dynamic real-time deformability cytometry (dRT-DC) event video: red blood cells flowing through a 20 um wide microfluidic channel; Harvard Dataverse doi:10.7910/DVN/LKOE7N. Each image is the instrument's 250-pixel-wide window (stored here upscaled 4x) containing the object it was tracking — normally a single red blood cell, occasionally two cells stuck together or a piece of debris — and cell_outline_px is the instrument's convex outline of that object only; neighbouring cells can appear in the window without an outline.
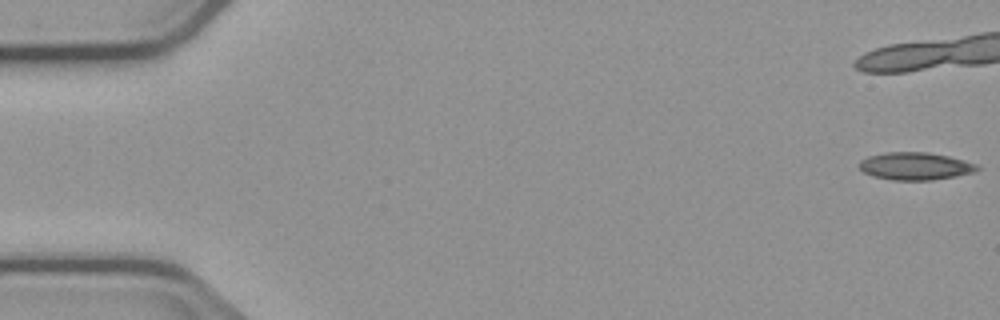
{"species": "common noctule bat (a hibernating species)", "species_latin": "Nyctalus noctula", "temperature_condition": "cold", "stored_images_in_passage": 7, "camera_frame_rate_fps": 3000, "um_per_image_px": 0.085, "animal": {"sex": "male", "body_mass_g": 23.1, "forearm_length_mm": 52.7}, "frame": {"image": 1, "passage_image": 1, "time_ms": 0.0, "image_size_px": [1000, 320], "cell_outline_px": [[980, 168], [976, 172], [956, 176], [932, 180], [892, 180], [872, 176], [864, 172], [860, 168], [860, 160], [868, 156], [884, 152], [928, 152], [948, 156], [976, 164]], "centroid_in_image_um": [77.79, 14.12], "position_along_channel_um": 7.2, "area_um2": 18.96}}
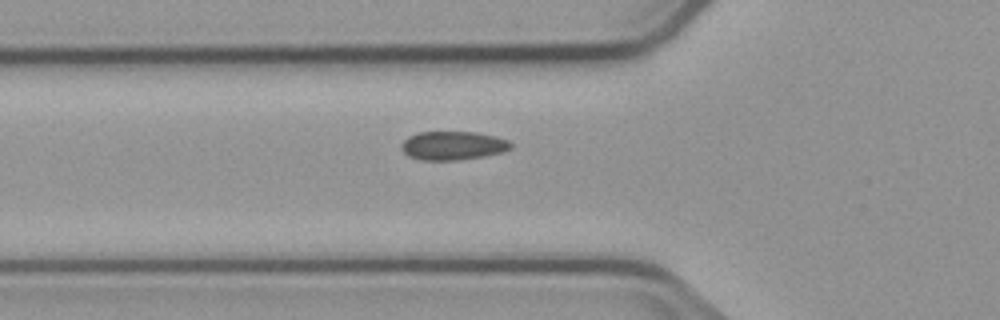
{"frame": {"image": 2, "passage_image": 7, "time_ms": 7.333, "image_size_px": [1000, 320], "cell_outline_px": [[512, 148], [504, 152], [484, 156], [456, 160], [424, 160], [408, 156], [400, 148], [400, 144], [408, 136], [420, 132], [476, 132], [496, 136], [508, 140], [512, 144]], "centroid_in_image_um": [38.51, 12.37], "position_along_channel_um": 87.3, "area_um2": 18.38}}